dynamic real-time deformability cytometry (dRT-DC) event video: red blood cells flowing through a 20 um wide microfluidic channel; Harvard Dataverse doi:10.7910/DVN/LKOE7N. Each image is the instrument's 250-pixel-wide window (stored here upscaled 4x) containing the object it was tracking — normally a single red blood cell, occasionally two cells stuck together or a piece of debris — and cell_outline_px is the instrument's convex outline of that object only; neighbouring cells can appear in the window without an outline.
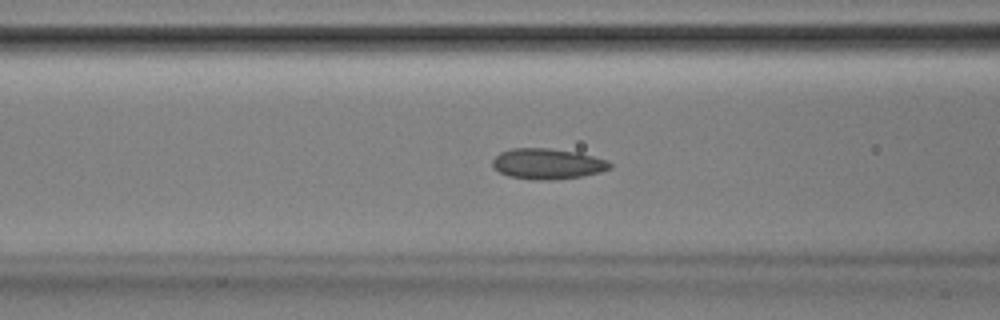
{"species": "Egyptian fruit bat (a non-hibernating species)", "species_latin": "Rousettus aegyptiacus", "temperature_condition": "room temperature", "stored_images_in_passage": 53, "camera_frame_rate_fps": 3000, "um_per_image_px": 0.085, "animal": {"sex": "male"}, "frame": {"image": 1, "passage_image": 21, "time_ms": 6.667, "image_size_px": [1000, 320], "cell_outline_px": [[612, 168], [600, 172], [580, 176], [552, 180], [536, 180], [508, 176], [500, 172], [492, 164], [492, 160], [500, 152], [512, 148], [548, 148], [580, 152], [608, 160], [612, 164]], "centroid_in_image_um": [46.57, 13.91], "position_along_channel_um": 120.0, "area_um2": 21.04}}
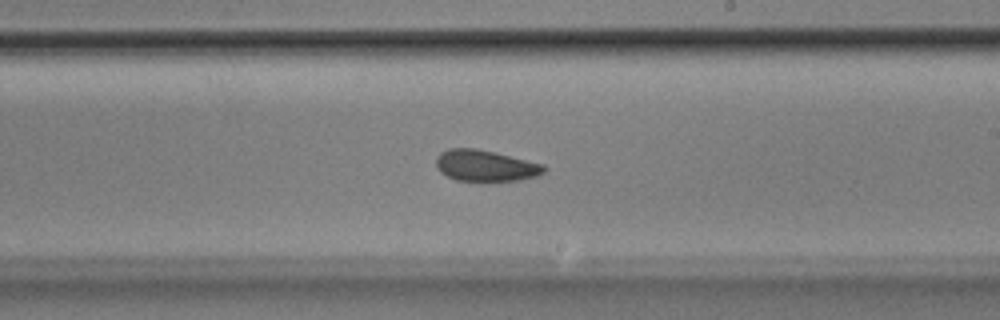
{"frame": {"image": 2, "passage_image": 31, "time_ms": 10.0, "image_size_px": [1000, 320], "cell_outline_px": [[544, 172], [536, 176], [520, 180], [456, 180], [440, 172], [436, 168], [436, 156], [440, 152], [448, 148], [476, 148], [496, 152], [544, 164]], "centroid_in_image_um": [41.23, 14.06], "position_along_channel_um": 247.8, "area_um2": 19.59}}
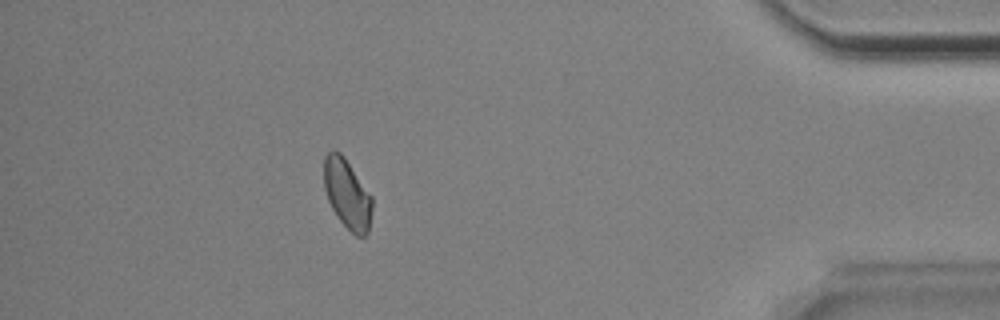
{"frame": {"image": 3, "passage_image": 47, "time_ms": 15.333, "image_size_px": [1000, 320], "cell_outline_px": [[372, 208], [368, 232], [364, 236], [356, 236], [340, 220], [332, 208], [328, 200], [324, 188], [324, 156], [332, 148], [340, 152], [344, 156], [372, 196]], "centroid_in_image_um": [29.5, 16.45], "position_along_channel_um": 405.7, "area_um2": 19.48}, "authors_computed_cell_mechanics": {"area_um2": 20.1722, "velocity_mm_per_s": 3.8344, "shape_relaxation_time_tau1_ms": null, "shape_relaxation_time_tau2_ms": 3.1465, "deformation_change_tau1": null, "deformation_change_tau2": 0.0607}}